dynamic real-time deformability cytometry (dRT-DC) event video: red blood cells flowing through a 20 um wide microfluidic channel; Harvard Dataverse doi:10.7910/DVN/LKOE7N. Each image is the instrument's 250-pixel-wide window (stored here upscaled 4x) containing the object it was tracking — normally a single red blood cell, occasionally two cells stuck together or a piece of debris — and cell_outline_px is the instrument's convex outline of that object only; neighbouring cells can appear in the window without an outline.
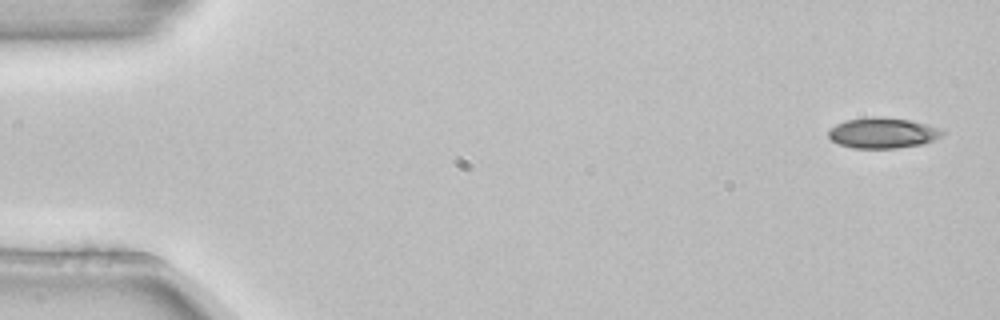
{"species": "common noctule bat (a hibernating species)", "species_latin": "Nyctalus noctula", "temperature_condition": "room temperature", "stored_images_in_passage": 4, "camera_frame_rate_fps": 3000, "um_per_image_px": 0.085, "animal": {"sex": "female", "body_mass_g": 22.7, "forearm_length_mm": 54.2}, "frame": {"image": 1, "passage_image": 1, "time_ms": 0.0, "image_size_px": [1000, 320], "cell_outline_px": [[944, 132], [940, 136], [924, 144], [896, 148], [852, 148], [836, 144], [828, 136], [828, 132], [836, 124], [848, 120], [876, 116], [912, 120], [940, 128]], "centroid_in_image_um": [75.02, 11.31], "position_along_channel_um": 10.0, "area_um2": 20.23}}
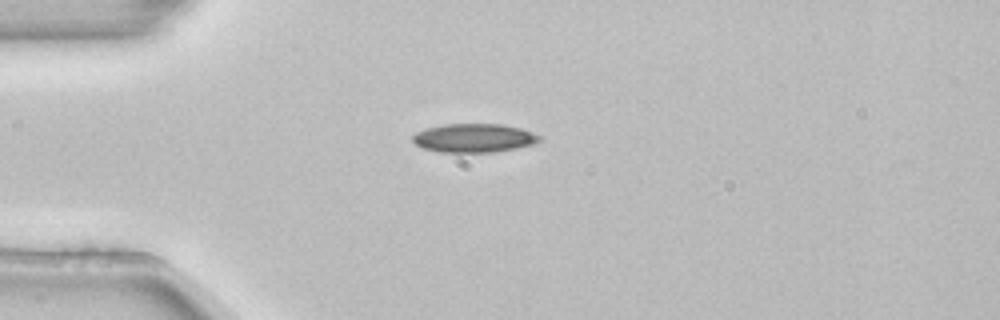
{"frame": {"image": 2, "passage_image": 3, "time_ms": 0.667, "image_size_px": [1000, 320], "cell_outline_px": [[544, 140], [532, 144], [516, 148], [492, 152], [440, 152], [424, 148], [416, 144], [412, 140], [412, 136], [416, 132], [428, 128], [444, 124], [500, 124], [520, 128], [544, 136]], "centroid_in_image_um": [40.33, 11.73], "position_along_channel_um": 44.7, "area_um2": 21.21}}
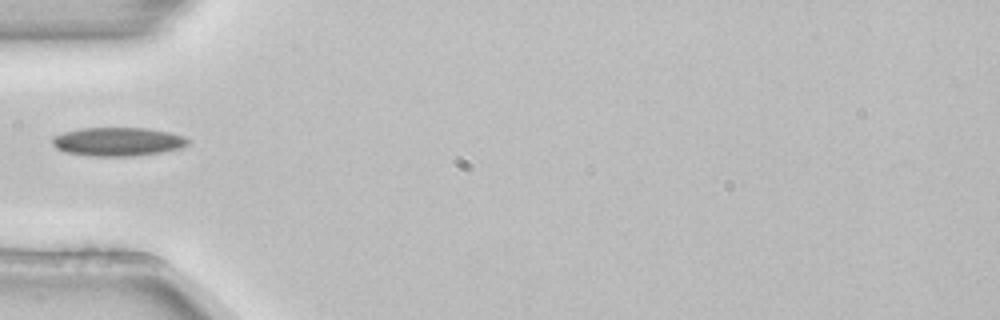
{"frame": {"image": 3, "passage_image": 4, "time_ms": 1.0, "image_size_px": [1000, 320], "cell_outline_px": [[188, 144], [180, 148], [160, 152], [132, 156], [88, 156], [64, 152], [56, 148], [52, 144], [52, 140], [56, 136], [64, 132], [80, 128], [148, 128], [168, 132], [184, 136], [188, 140]], "centroid_in_image_um": [9.99, 12.04], "position_along_channel_um": 75.0, "area_um2": 22.54}}